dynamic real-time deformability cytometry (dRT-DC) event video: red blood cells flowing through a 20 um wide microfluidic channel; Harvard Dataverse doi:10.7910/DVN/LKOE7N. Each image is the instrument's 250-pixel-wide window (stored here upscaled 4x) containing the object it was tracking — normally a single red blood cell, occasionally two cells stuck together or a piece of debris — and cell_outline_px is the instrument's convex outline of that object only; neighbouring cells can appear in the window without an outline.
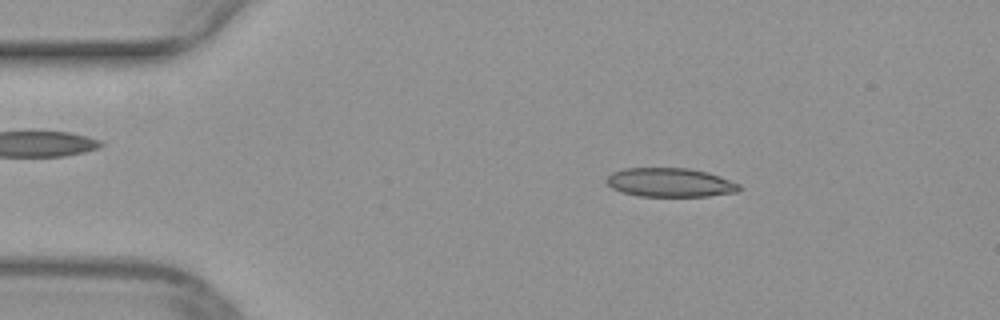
{"species": "common noctule bat (a hibernating species)", "species_latin": "Nyctalus noctula", "temperature_condition": "warm", "stored_images_in_passage": 49, "camera_frame_rate_fps": 3000, "um_per_image_px": 0.085, "animal": {"sex": "female", "body_mass_g": 29.2, "forearm_length_mm": 56.3}, "frame": {"image": 1, "passage_image": 8, "time_ms": 2.333, "image_size_px": [1000, 320], "cell_outline_px": [[744, 188], [740, 192], [708, 196], [640, 196], [620, 192], [612, 188], [604, 180], [612, 172], [624, 168], [688, 168], [708, 172], [720, 176], [740, 184]], "centroid_in_image_um": [56.99, 15.51], "position_along_channel_um": 28.0, "area_um2": 22.66}}
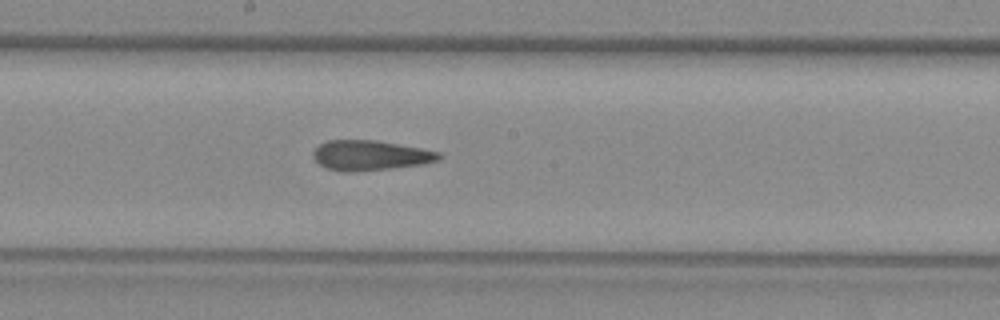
{"frame": {"image": 2, "passage_image": 26, "time_ms": 8.333, "image_size_px": [1000, 320], "cell_outline_px": [[444, 156], [436, 160], [424, 164], [392, 168], [352, 172], [348, 172], [328, 168], [320, 164], [312, 156], [312, 152], [320, 144], [328, 140], [376, 140], [420, 148], [440, 152]], "centroid_in_image_um": [31.48, 13.2], "position_along_channel_um": 216.7, "area_um2": 21.85}}
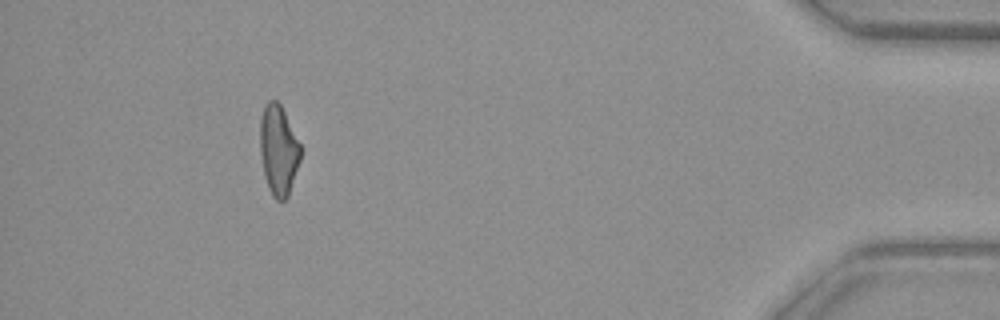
{"frame": {"image": 3, "passage_image": 45, "time_ms": 14.667, "image_size_px": [1000, 320], "cell_outline_px": [[300, 160], [288, 196], [284, 200], [276, 200], [272, 196], [268, 188], [264, 176], [260, 152], [260, 120], [264, 104], [268, 100], [276, 100], [280, 104], [300, 144]], "centroid_in_image_um": [23.65, 12.76], "position_along_channel_um": 411.6, "area_um2": 21.15}}